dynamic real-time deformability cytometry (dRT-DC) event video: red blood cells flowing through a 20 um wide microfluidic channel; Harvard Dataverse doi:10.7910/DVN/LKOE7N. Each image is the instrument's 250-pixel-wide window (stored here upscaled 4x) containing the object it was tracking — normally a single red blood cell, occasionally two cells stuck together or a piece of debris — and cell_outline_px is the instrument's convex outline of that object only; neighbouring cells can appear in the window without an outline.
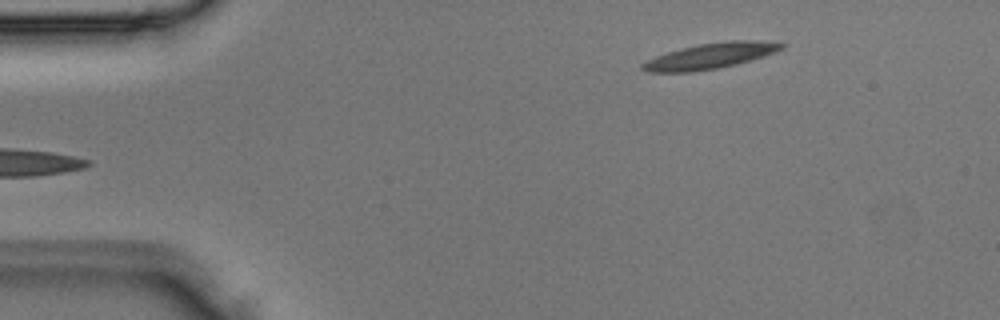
{"species": "Egyptian fruit bat (a non-hibernating species)", "species_latin": "Rousettus aegyptiacus", "temperature_condition": "room temperature", "stored_images_in_passage": 4, "camera_frame_rate_fps": 3000, "um_per_image_px": 0.085, "animal": {"sex": "male"}, "frame": {"image": 1, "passage_image": 4, "time_ms": 1.0, "image_size_px": [1000, 320], "cell_outline_px": [[784, 48], [776, 52], [764, 56], [736, 64], [716, 68], [692, 72], [648, 72], [640, 68], [640, 64], [656, 56], [668, 52], [700, 44], [728, 40], [764, 40], [784, 44]], "centroid_in_image_um": [60.4, 4.75], "position_along_channel_um": 24.6, "area_um2": 20.63}}